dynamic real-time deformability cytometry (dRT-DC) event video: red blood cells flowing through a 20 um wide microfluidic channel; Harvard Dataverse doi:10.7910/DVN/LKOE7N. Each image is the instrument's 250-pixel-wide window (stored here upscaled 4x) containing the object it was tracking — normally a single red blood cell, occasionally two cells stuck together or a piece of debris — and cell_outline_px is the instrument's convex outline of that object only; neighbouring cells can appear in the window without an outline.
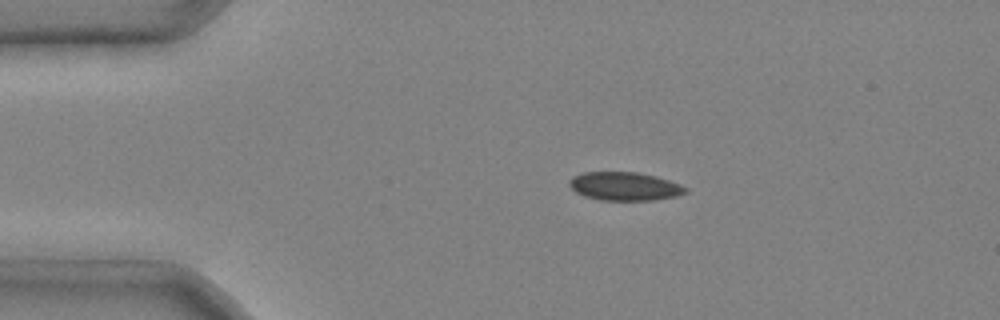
{"species": "common noctule bat (a hibernating species)", "species_latin": "Nyctalus noctula", "temperature_condition": "cold", "stored_images_in_passage": 2, "camera_frame_rate_fps": 3000, "um_per_image_px": 0.085, "animal": {"sex": "male", "body_mass_g": 20.4}, "frame": {"image": 1, "passage_image": 1, "time_ms": 0.0, "image_size_px": [1000, 320], "cell_outline_px": [[688, 192], [676, 196], [652, 200], [600, 200], [584, 196], [576, 192], [568, 184], [568, 180], [572, 176], [584, 172], [636, 172], [656, 176], [680, 184], [688, 188]], "centroid_in_image_um": [53.08, 15.83], "position_along_channel_um": 31.9, "area_um2": 19.31}}